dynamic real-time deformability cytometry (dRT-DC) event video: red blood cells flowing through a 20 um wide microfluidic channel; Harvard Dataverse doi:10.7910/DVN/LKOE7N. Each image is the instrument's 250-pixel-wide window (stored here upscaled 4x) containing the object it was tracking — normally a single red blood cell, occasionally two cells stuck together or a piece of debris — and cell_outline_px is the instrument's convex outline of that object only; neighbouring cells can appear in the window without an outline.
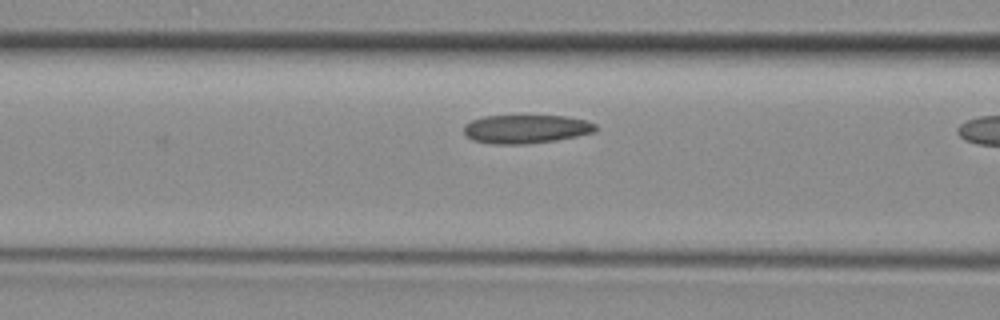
{"species": "common noctule bat (a hibernating species)", "species_latin": "Nyctalus noctula", "temperature_condition": "room temperature", "stored_images_in_passage": 5, "camera_frame_rate_fps": 3000, "um_per_image_px": 0.085, "animal": {"sex": "female", "body_mass_g": 29.2, "forearm_length_mm": 56.3}, "frame": {"image": 1, "passage_image": 4, "time_ms": 1.0, "image_size_px": [1000, 320], "cell_outline_px": [[596, 128], [592, 132], [576, 136], [556, 140], [528, 144], [496, 144], [472, 140], [464, 132], [464, 124], [472, 120], [484, 116], [564, 116], [588, 120], [596, 124]], "centroid_in_image_um": [44.7, 10.96], "position_along_channel_um": 121.9, "area_um2": 21.85}}